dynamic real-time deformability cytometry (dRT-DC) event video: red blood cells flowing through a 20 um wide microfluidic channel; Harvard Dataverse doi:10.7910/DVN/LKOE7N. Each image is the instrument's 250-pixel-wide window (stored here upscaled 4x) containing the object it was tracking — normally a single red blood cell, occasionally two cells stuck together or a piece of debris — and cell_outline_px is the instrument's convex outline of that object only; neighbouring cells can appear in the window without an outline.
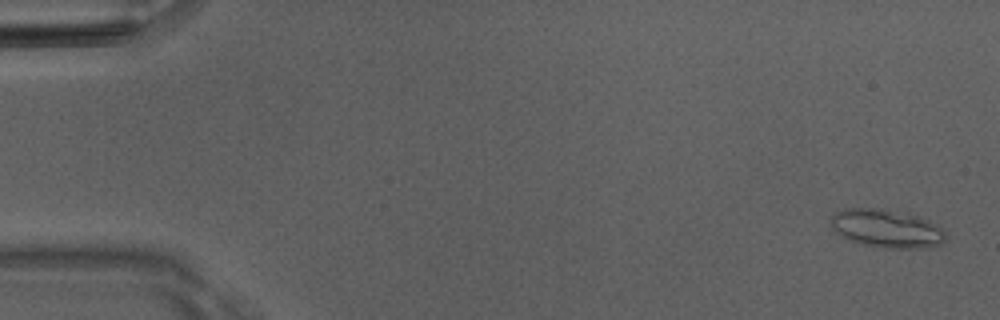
{"species": "Egyptian fruit bat (a non-hibernating species)", "species_latin": "Rousettus aegyptiacus", "temperature_condition": "room temperature", "stored_images_in_passage": 51, "camera_frame_rate_fps": 3000, "um_per_image_px": 0.085, "animal": {"sex": "male"}, "frame": {"image": 1, "passage_image": 2, "time_ms": 0.333, "image_size_px": [1000, 320], "cell_outline_px": [[944, 240], [940, 244], [928, 248], [884, 248], [864, 244], [848, 240], [836, 232], [832, 228], [832, 212], [844, 208], [880, 208], [908, 212], [928, 220], [940, 228], [944, 232]], "centroid_in_image_um": [75.33, 19.41], "position_along_channel_um": 9.7, "area_um2": 25.72}}
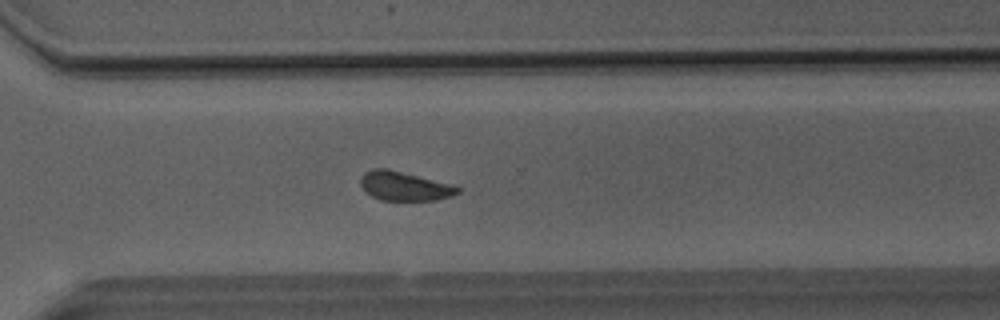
{"frame": {"image": 2, "passage_image": 37, "time_ms": 12.0, "image_size_px": [1000, 320], "cell_outline_px": [[460, 192], [452, 196], [436, 200], [380, 200], [364, 192], [360, 184], [360, 176], [364, 172], [372, 168], [388, 168], [452, 184], [460, 188]], "centroid_in_image_um": [34.34, 15.81], "position_along_channel_um": 336.3, "area_um2": 16.7}}
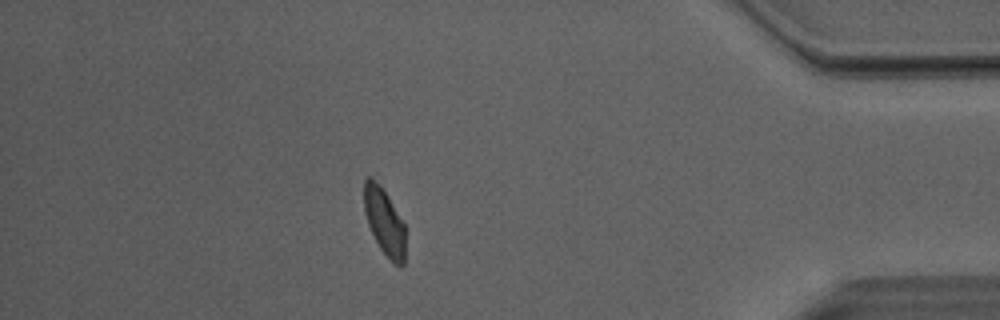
{"frame": {"image": 3, "passage_image": 45, "time_ms": 14.667, "image_size_px": [1000, 320], "cell_outline_px": [[404, 264], [400, 268], [380, 248], [368, 224], [364, 212], [364, 180], [368, 176], [372, 176], [380, 184], [388, 196], [404, 224]], "centroid_in_image_um": [32.65, 18.78], "position_along_channel_um": 402.6, "area_um2": 15.84}, "authors_computed_cell_mechanics": {"area_um2": 17.5134, "velocity_mm_per_s": 4.0441, "shape_relaxation_time_tau1_ms": 7.631, "shape_relaxation_time_tau2_ms": 2.0464, "deformation_change_tau1": 0.1433, "deformation_change_tau2": 0.0791}}